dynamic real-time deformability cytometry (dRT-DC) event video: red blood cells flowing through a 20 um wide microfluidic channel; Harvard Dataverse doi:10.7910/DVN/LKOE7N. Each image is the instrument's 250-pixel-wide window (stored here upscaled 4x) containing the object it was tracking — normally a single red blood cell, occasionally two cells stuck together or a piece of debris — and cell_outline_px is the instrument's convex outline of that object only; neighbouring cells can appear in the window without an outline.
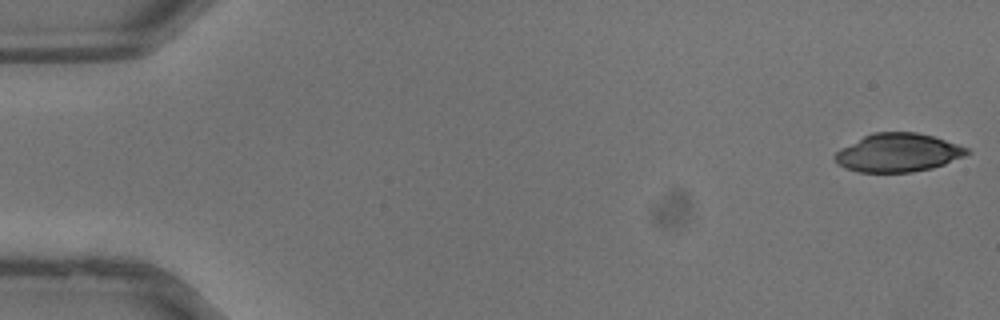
{"species": "common noctule bat (a hibernating species)", "species_latin": "Nyctalus noctula", "temperature_condition": "warm", "stored_images_in_passage": 16, "camera_frame_rate_fps": 3000, "um_per_image_px": 0.085, "animal": {"sex": "male", "body_mass_g": 13.3}, "frame": {"image": 1, "passage_image": 1, "time_ms": 0.0, "image_size_px": [1000, 320], "cell_outline_px": [[968, 152], [964, 156], [944, 164], [932, 168], [912, 172], [856, 172], [840, 164], [832, 156], [840, 148], [872, 132], [916, 132], [932, 136], [968, 148]], "centroid_in_image_um": [76.3, 12.98], "position_along_channel_um": 8.7, "area_um2": 29.25}}
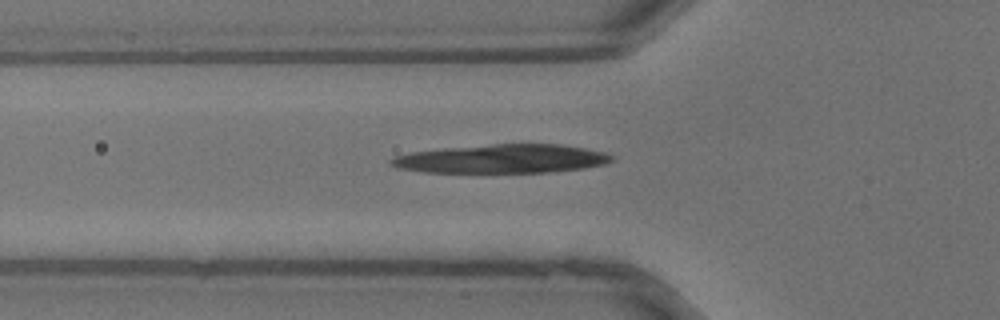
{"frame": {"image": 2, "passage_image": 13, "time_ms": 4.0, "image_size_px": [1000, 320], "cell_outline_px": [[612, 160], [608, 164], [584, 168], [548, 172], [424, 172], [400, 168], [388, 164], [388, 160], [396, 156], [412, 152], [444, 148], [492, 144], [564, 144], [604, 152], [612, 156]], "centroid_in_image_um": [42.68, 13.49], "position_along_channel_um": 83.1, "area_um2": 36.82}}
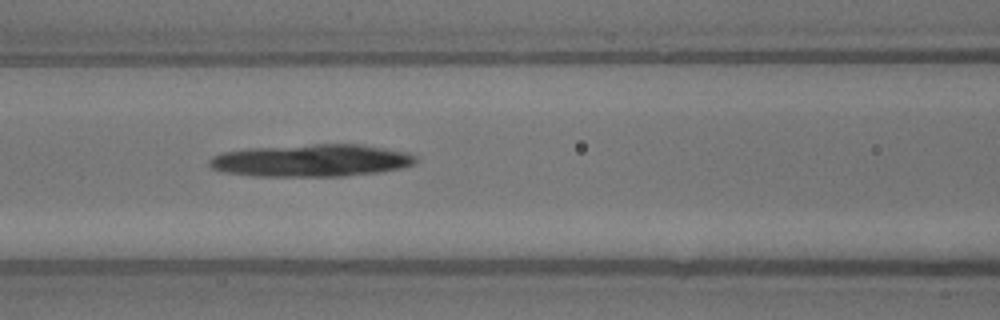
{"frame": {"image": 3, "passage_image": 16, "time_ms": 5.0, "image_size_px": [1000, 320], "cell_outline_px": [[416, 160], [412, 164], [400, 168], [376, 172], [344, 176], [252, 176], [224, 172], [212, 168], [208, 164], [208, 160], [212, 156], [220, 152], [248, 148], [312, 144], [364, 144], [408, 152], [416, 156]], "centroid_in_image_um": [26.42, 13.63], "position_along_channel_um": 140.2, "area_um2": 39.13}}